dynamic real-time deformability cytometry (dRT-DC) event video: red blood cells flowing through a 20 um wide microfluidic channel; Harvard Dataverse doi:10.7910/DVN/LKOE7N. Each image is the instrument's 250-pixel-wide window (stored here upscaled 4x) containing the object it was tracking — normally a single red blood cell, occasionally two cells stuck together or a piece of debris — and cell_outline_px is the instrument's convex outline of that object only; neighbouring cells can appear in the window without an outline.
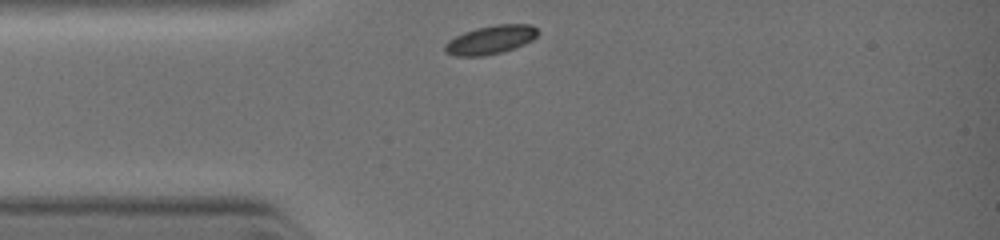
{"species": "common noctule bat (a hibernating species)", "species_latin": "Nyctalus noctula", "temperature_condition": "warm", "stored_images_in_passage": 26, "camera_frame_rate_fps": 3000, "um_per_image_px": 0.085, "animal": {"sex": "female", "body_mass_g": 19.0, "forearm_length_mm": 51.5}, "frame": {"image": 1, "passage_image": 1, "time_ms": 0.0, "image_size_px": [1000, 240], "cell_outline_px": [[540, 32], [532, 40], [524, 44], [500, 52], [484, 56], [456, 56], [444, 52], [444, 44], [448, 40], [464, 32], [476, 28], [496, 24], [532, 24]], "centroid_in_image_um": [41.68, 3.37], "position_along_channel_um": 43.3, "area_um2": 15.49}}
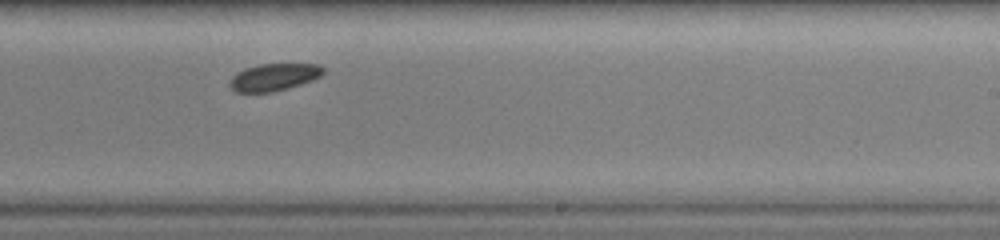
{"frame": {"image": 2, "passage_image": 16, "time_ms": 4.333, "image_size_px": [1000, 240], "cell_outline_px": [[324, 72], [320, 76], [312, 80], [288, 88], [272, 92], [236, 92], [228, 84], [232, 76], [236, 72], [244, 68], [256, 64], [320, 64], [324, 68]], "centroid_in_image_um": [23.26, 6.54], "position_along_channel_um": 265.7, "area_um2": 14.91}}
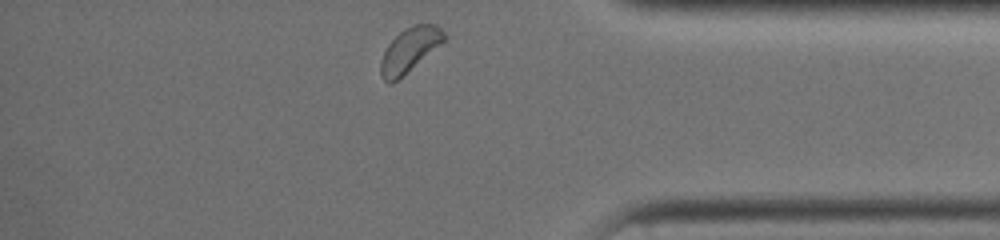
{"frame": {"image": 3, "passage_image": 26, "time_ms": 7.0, "image_size_px": [1000, 240], "cell_outline_px": [[448, 36], [440, 44], [392, 84], [388, 84], [380, 76], [380, 60], [388, 44], [404, 28], [416, 24], [436, 24]], "centroid_in_image_um": [34.78, 4.24], "position_along_channel_um": 400.4, "area_um2": 16.07}}